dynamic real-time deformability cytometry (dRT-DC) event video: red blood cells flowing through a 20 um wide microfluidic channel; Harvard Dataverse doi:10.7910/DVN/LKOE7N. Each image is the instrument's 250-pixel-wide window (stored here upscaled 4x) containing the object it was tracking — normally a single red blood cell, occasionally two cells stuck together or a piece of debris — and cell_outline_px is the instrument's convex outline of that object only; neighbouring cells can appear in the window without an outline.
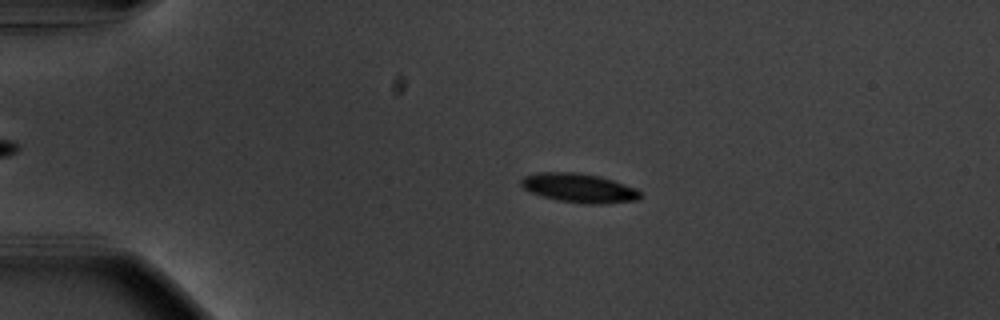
{"species": "common noctule bat (a hibernating species)", "species_latin": "Nyctalus noctula", "temperature_condition": "warm", "stored_images_in_passage": 55, "camera_frame_rate_fps": 3000, "um_per_image_px": 0.085, "animal": {"sex": "male", "body_mass_g": 20.1, "forearm_length_mm": 53.5}, "frame": {"image": 1, "passage_image": 12, "time_ms": 3.667, "image_size_px": [1000, 320], "cell_outline_px": [[644, 196], [636, 200], [600, 204], [584, 204], [556, 200], [528, 192], [520, 184], [520, 180], [524, 176], [540, 172], [576, 172], [596, 176], [612, 180], [636, 188]], "centroid_in_image_um": [49.19, 15.99], "position_along_channel_um": 35.8, "area_um2": 20.23}}
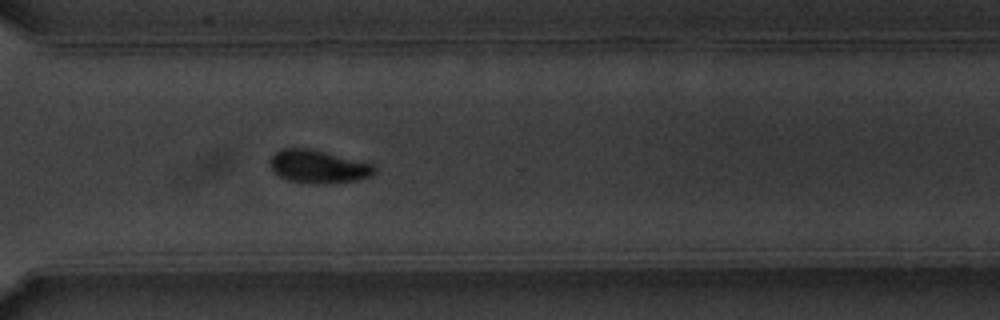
{"frame": {"image": 2, "passage_image": 41, "time_ms": 13.333, "image_size_px": [1000, 320], "cell_outline_px": [[376, 172], [372, 176], [356, 180], [288, 180], [280, 176], [272, 168], [272, 156], [280, 148], [308, 148], [376, 164]], "centroid_in_image_um": [27.11, 14.09], "position_along_channel_um": 343.5, "area_um2": 18.9}}
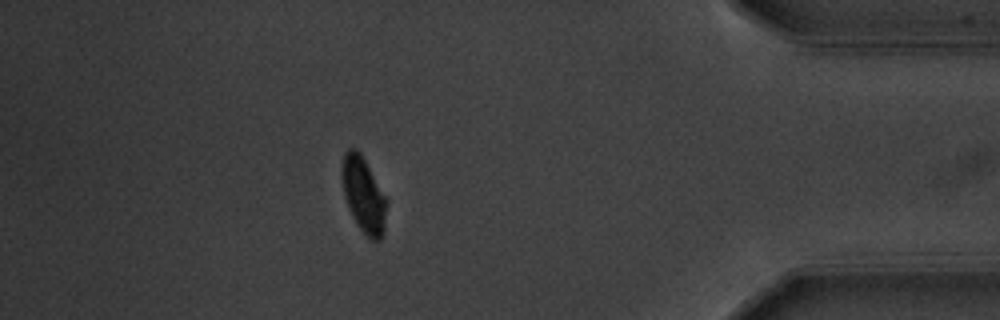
{"frame": {"image": 3, "passage_image": 49, "time_ms": 16.0, "image_size_px": [1000, 320], "cell_outline_px": [[388, 200], [384, 232], [380, 240], [372, 240], [356, 224], [348, 208], [344, 196], [340, 176], [340, 164], [344, 152], [348, 148], [356, 148], [360, 152]], "centroid_in_image_um": [30.88, 16.53], "position_along_channel_um": 404.3, "area_um2": 20.06}, "authors_computed_cell_mechanics": {"area_um2": 19.8832, "velocity_mm_per_s": 3.6792, "shape_relaxation_time_tau1_ms": 2.3209, "shape_relaxation_time_tau2_ms": null, "deformation_change_tau1": 0.1335, "deformation_change_tau2": null}}